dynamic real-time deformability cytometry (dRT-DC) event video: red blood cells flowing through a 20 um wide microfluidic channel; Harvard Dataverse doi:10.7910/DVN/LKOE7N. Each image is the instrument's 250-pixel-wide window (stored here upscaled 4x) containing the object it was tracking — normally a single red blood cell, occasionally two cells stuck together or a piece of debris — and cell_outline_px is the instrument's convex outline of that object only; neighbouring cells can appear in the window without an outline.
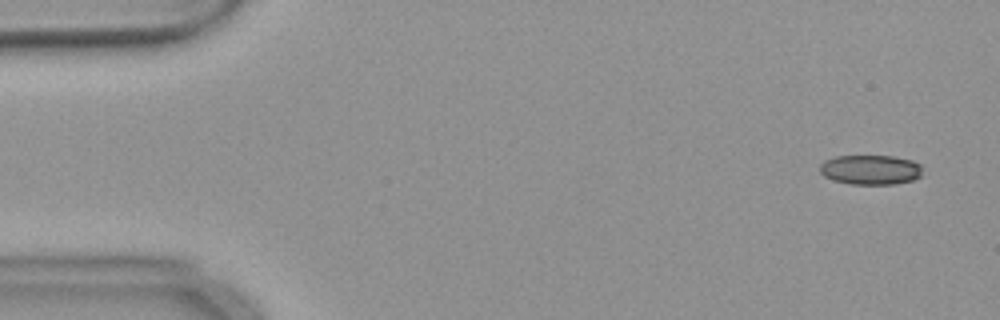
{"species": "common noctule bat (a hibernating species)", "species_latin": "Nyctalus noctula", "temperature_condition": "warm", "stored_images_in_passage": 55, "camera_frame_rate_fps": 3000, "um_per_image_px": 0.085, "animal": {"sex": "female", "body_mass_g": 18.4}, "frame": {"image": 1, "passage_image": 3, "time_ms": 0.667, "image_size_px": [1000, 320], "cell_outline_px": [[920, 176], [912, 180], [896, 184], [848, 184], [832, 180], [824, 176], [820, 172], [820, 164], [824, 160], [836, 156], [892, 156], [912, 160], [920, 164]], "centroid_in_image_um": [73.95, 14.43], "position_along_channel_um": 11.0, "area_um2": 17.8}}
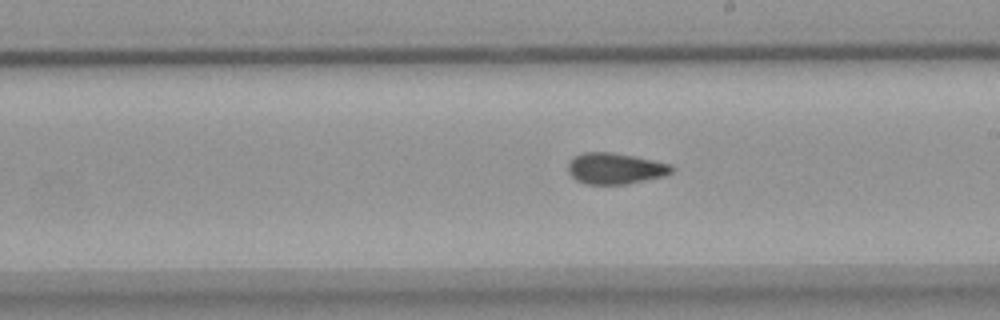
{"frame": {"image": 2, "passage_image": 31, "time_ms": 10.0, "image_size_px": [1000, 320], "cell_outline_px": [[676, 168], [668, 176], [628, 184], [584, 184], [576, 180], [568, 172], [568, 160], [572, 156], [584, 152], [612, 152], [636, 156], [672, 164]], "centroid_in_image_um": [52.33, 14.32], "position_along_channel_um": 236.7, "area_um2": 19.36}}
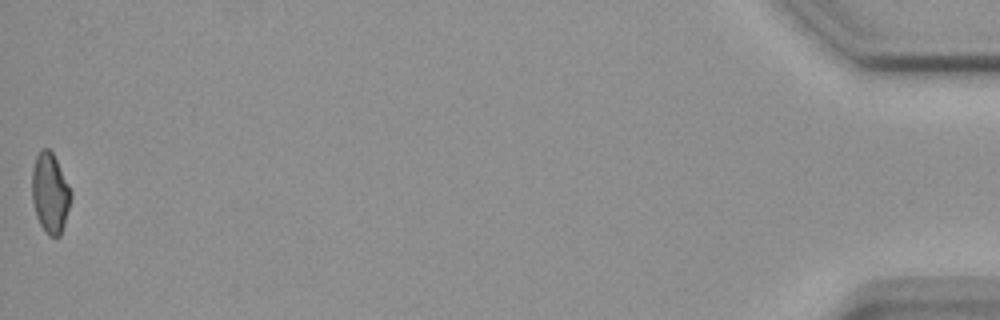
{"frame": {"image": 3, "passage_image": 55, "time_ms": 18.0, "image_size_px": [1000, 320], "cell_outline_px": [[72, 196], [64, 224], [60, 236], [48, 236], [40, 224], [36, 216], [32, 200], [32, 172], [36, 156], [40, 148], [48, 148], [52, 152], [72, 192]], "centroid_in_image_um": [4.25, 16.41], "position_along_channel_um": 431.0, "area_um2": 18.03}, "authors_computed_cell_mechanics": {"area_um2": 19.0162, "velocity_mm_per_s": 3.69, "shape_relaxation_time_tau1_ms": null, "shape_relaxation_time_tau2_ms": 4.0307, "deformation_change_tau1": null, "deformation_change_tau2": 0.102}}